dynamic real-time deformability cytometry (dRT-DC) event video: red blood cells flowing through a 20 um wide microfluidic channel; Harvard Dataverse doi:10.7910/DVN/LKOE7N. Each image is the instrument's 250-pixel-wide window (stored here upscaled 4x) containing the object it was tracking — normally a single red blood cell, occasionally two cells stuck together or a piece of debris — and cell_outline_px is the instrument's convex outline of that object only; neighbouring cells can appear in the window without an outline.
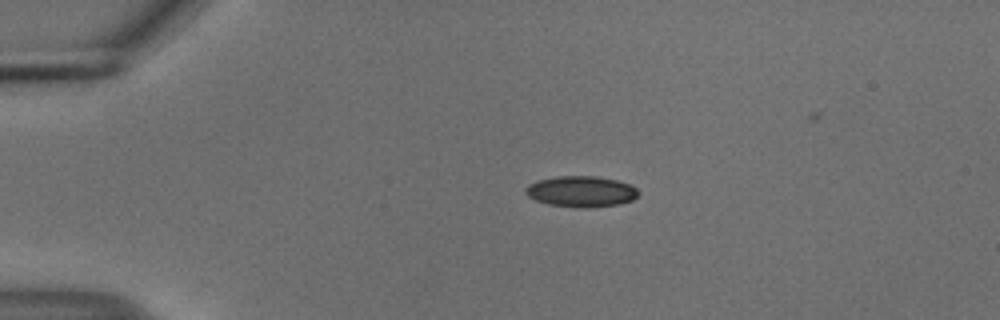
{"species": "common noctule bat (a hibernating species)", "species_latin": "Nyctalus noctula", "temperature_condition": "cold", "stored_images_in_passage": 42, "camera_frame_rate_fps": 3000, "um_per_image_px": 0.085, "animal": {"sex": "male", "body_mass_g": 18.8}, "frame": {"image": 1, "passage_image": 1, "time_ms": 0.0, "image_size_px": [1000, 320], "cell_outline_px": [[640, 192], [632, 200], [620, 204], [588, 208], [580, 208], [548, 204], [536, 200], [528, 196], [524, 192], [524, 188], [528, 184], [536, 180], [556, 176], [596, 176], [616, 180], [628, 184], [636, 188]], "centroid_in_image_um": [49.36, 16.27], "position_along_channel_um": 35.6, "area_um2": 20.46}}
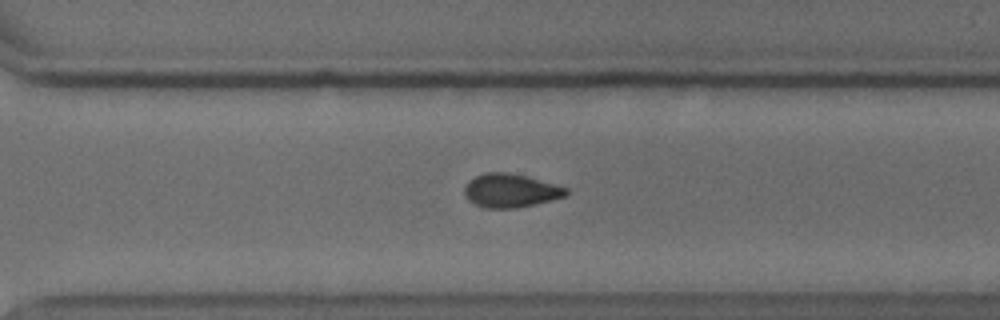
{"frame": {"image": 2, "passage_image": 28, "time_ms": 9.0, "image_size_px": [1000, 320], "cell_outline_px": [[568, 196], [552, 200], [516, 208], [484, 208], [468, 200], [464, 196], [464, 188], [476, 176], [484, 172], [508, 172], [524, 176], [568, 188]], "centroid_in_image_um": [43.4, 16.21], "position_along_channel_um": 327.2, "area_um2": 19.71}}
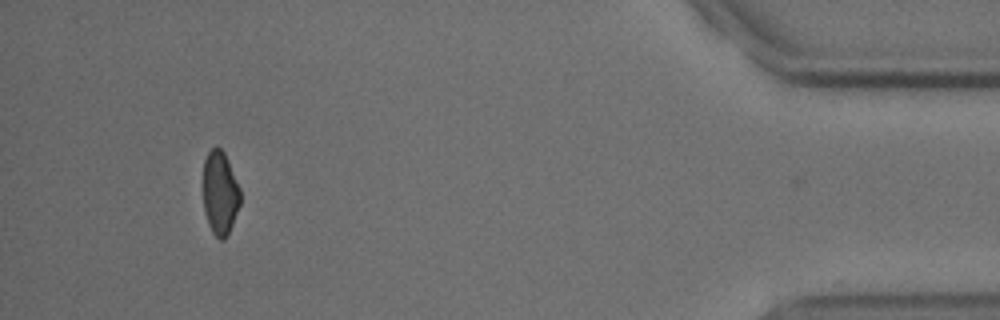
{"frame": {"image": 3, "passage_image": 40, "time_ms": 13.0, "image_size_px": [1000, 320], "cell_outline_px": [[240, 204], [228, 236], [224, 240], [220, 240], [212, 232], [208, 224], [204, 212], [204, 160], [208, 152], [216, 144], [224, 152], [240, 188]], "centroid_in_image_um": [18.71, 16.42], "position_along_channel_um": 416.5, "area_um2": 18.15}, "authors_computed_cell_mechanics": {"area_um2": 20.2589, "velocity_mm_per_s": 3.7404, "shape_relaxation_time_tau1_ms": 6.1664, "shape_relaxation_time_tau2_ms": 5.3292, "deformation_change_tau1": 0.0971, "deformation_change_tau2": 0.0837}}